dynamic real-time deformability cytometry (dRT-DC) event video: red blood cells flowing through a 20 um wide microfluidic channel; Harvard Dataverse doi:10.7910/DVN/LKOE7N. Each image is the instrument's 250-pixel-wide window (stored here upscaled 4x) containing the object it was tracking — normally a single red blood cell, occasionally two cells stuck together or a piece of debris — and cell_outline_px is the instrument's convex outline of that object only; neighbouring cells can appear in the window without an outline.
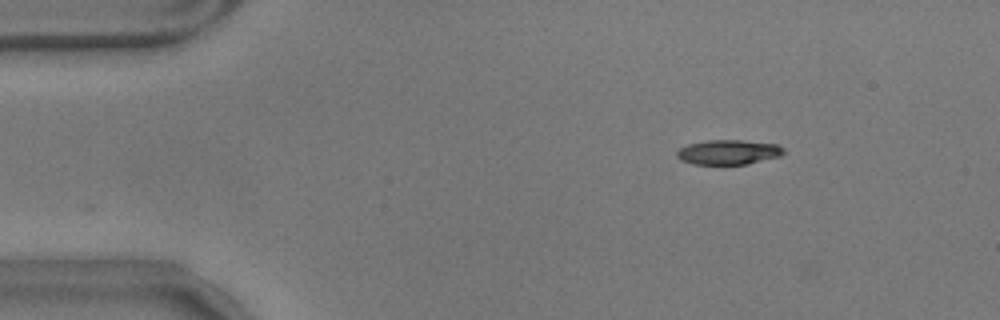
{"species": "common noctule bat (a hibernating species)", "species_latin": "Nyctalus noctula", "temperature_condition": "warm", "stored_images_in_passage": 45, "camera_frame_rate_fps": 3000, "um_per_image_px": 0.085, "animal": {"sex": "male", "body_mass_g": 17.9}, "frame": {"image": 1, "passage_image": 1, "time_ms": 0.0, "image_size_px": [1000, 320], "cell_outline_px": [[784, 152], [780, 156], [748, 164], [692, 164], [680, 160], [676, 156], [676, 152], [680, 148], [688, 144], [708, 140], [744, 140], [776, 144], [784, 148]], "centroid_in_image_um": [61.9, 12.93], "position_along_channel_um": 23.1, "area_um2": 15.43}}
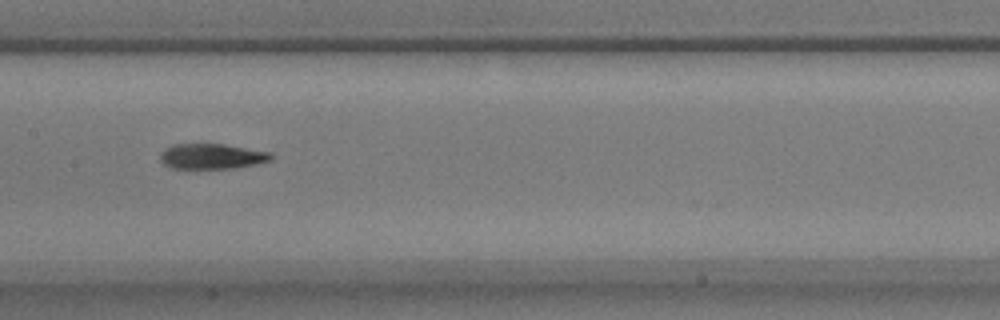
{"frame": {"image": 2, "passage_image": 21, "time_ms": 6.667, "image_size_px": [1000, 320], "cell_outline_px": [[272, 160], [256, 164], [232, 168], [172, 168], [164, 164], [160, 160], [160, 152], [172, 144], [224, 144], [272, 152]], "centroid_in_image_um": [18.01, 13.28], "position_along_channel_um": 189.4, "area_um2": 16.36}}
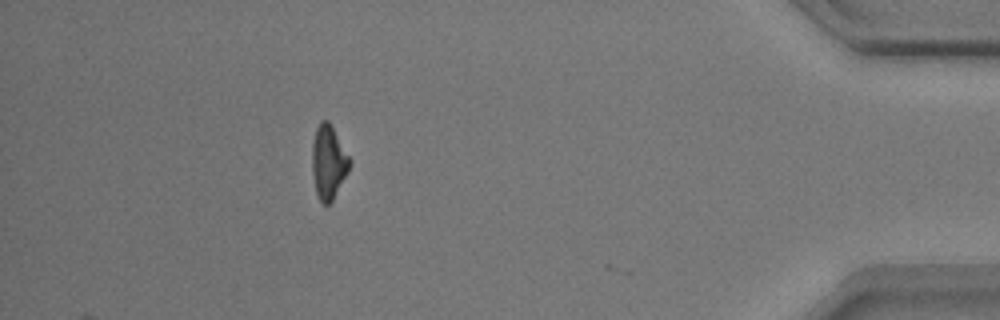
{"frame": {"image": 3, "passage_image": 44, "time_ms": 14.333, "image_size_px": [1000, 320], "cell_outline_px": [[352, 160], [348, 172], [332, 200], [328, 204], [324, 204], [320, 200], [316, 192], [312, 172], [312, 144], [316, 128], [320, 120], [328, 120]], "centroid_in_image_um": [27.92, 13.75], "position_along_channel_um": 407.3, "area_um2": 16.07}, "authors_computed_cell_mechanics": {"area_um2": 16.5308, "velocity_mm_per_s": 3.5379, "shape_relaxation_time_tau1_ms": null, "shape_relaxation_time_tau2_ms": 5.6451, "deformation_change_tau1": null, "deformation_change_tau2": 0.1587}}